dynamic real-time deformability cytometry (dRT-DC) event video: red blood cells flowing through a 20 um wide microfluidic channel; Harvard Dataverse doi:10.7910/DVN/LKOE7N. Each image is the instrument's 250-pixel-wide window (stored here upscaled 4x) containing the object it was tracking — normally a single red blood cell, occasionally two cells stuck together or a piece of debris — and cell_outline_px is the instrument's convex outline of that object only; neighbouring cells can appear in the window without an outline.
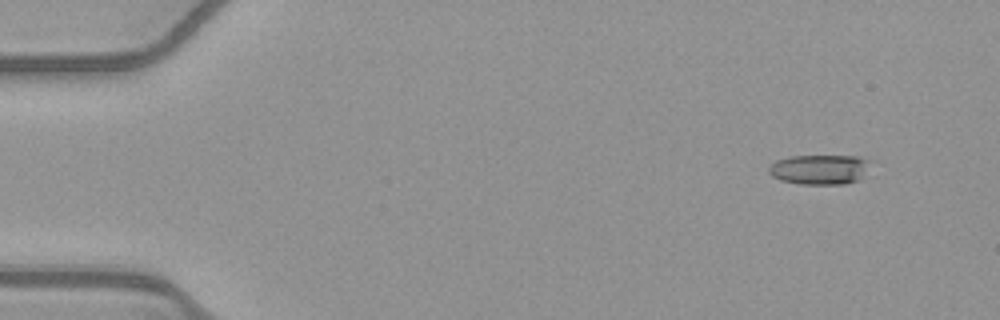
{"species": "common noctule bat (a hibernating species)", "species_latin": "Nyctalus noctula", "temperature_condition": "warm", "stored_images_in_passage": 52, "camera_frame_rate_fps": 3000, "um_per_image_px": 0.085, "animal": {"sex": "female", "body_mass_g": 21.9}, "frame": {"image": 1, "passage_image": 5, "time_ms": 1.333, "image_size_px": [1000, 320], "cell_outline_px": [[868, 160], [860, 176], [856, 180], [844, 184], [800, 184], [780, 180], [772, 176], [768, 172], [768, 168], [776, 160], [788, 156], [856, 156]], "centroid_in_image_um": [69.54, 14.4], "position_along_channel_um": 15.5, "area_um2": 17.22}}
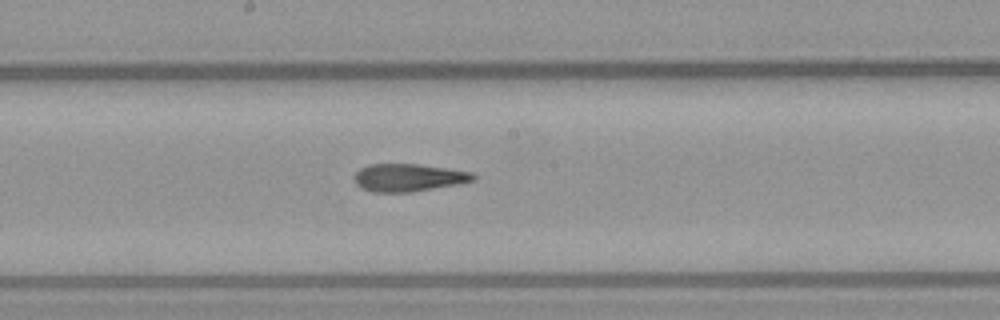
{"frame": {"image": 2, "passage_image": 29, "time_ms": 9.333, "image_size_px": [1000, 320], "cell_outline_px": [[476, 180], [460, 184], [412, 192], [372, 192], [356, 184], [352, 176], [360, 168], [368, 164], [416, 164], [472, 172], [476, 176]], "centroid_in_image_um": [34.72, 15.1], "position_along_channel_um": 213.5, "area_um2": 19.25}}
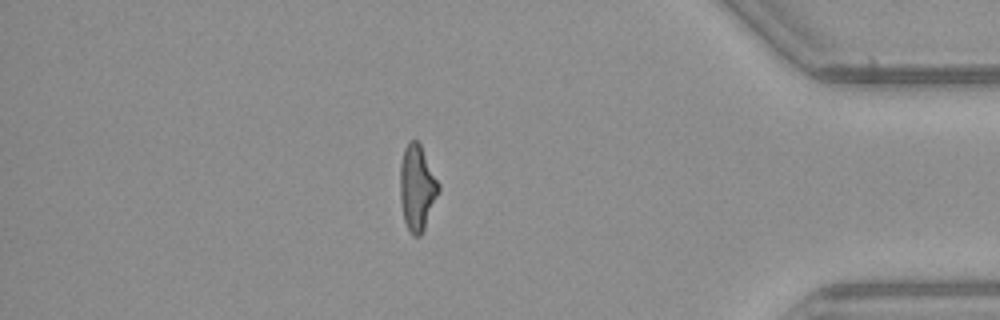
{"frame": {"image": 3, "passage_image": 46, "time_ms": 15.0, "image_size_px": [1000, 320], "cell_outline_px": [[440, 192], [424, 228], [420, 236], [412, 236], [404, 220], [400, 200], [400, 164], [404, 148], [408, 140], [416, 140], [420, 144], [440, 184]], "centroid_in_image_um": [35.45, 15.94], "position_along_channel_um": 399.7, "area_um2": 19.31}}